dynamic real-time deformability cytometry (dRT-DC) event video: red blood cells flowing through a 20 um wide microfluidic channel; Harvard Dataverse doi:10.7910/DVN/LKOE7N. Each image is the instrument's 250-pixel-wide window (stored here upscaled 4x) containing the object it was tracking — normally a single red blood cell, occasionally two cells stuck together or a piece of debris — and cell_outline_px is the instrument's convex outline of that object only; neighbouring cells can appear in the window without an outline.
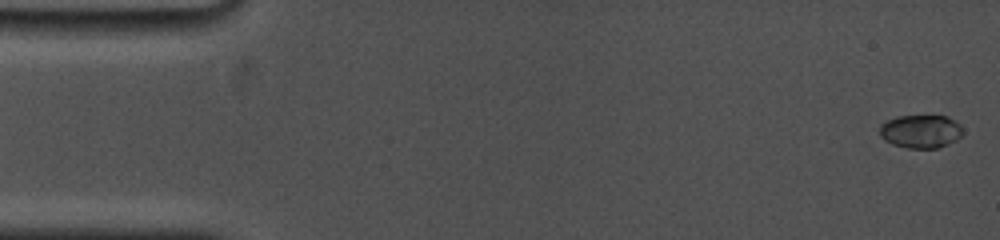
{"species": "common noctule bat (a hibernating species)", "species_latin": "Nyctalus noctula", "temperature_condition": "cold", "stored_images_in_passage": 97, "camera_frame_rate_fps": 5000, "um_per_image_px": 0.085, "animal": {"sex": "female", "body_mass_g": 19.0, "forearm_length_mm": 53.3}, "frame": {"image": 1, "passage_image": 3, "time_ms": 0.2, "image_size_px": [1000, 240], "cell_outline_px": [[964, 132], [956, 140], [948, 144], [936, 148], [908, 148], [892, 144], [884, 140], [880, 136], [880, 124], [896, 116], [948, 116], [960, 124]], "centroid_in_image_um": [78.26, 11.16], "position_along_channel_um": 6.7, "area_um2": 16.18}}
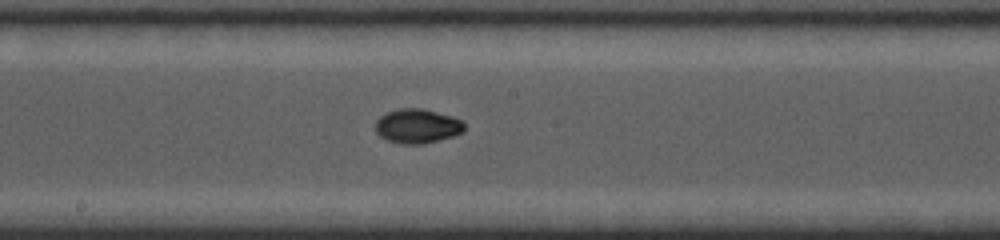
{"frame": {"image": 2, "passage_image": 43, "time_ms": 9.2, "image_size_px": [1000, 240], "cell_outline_px": [[464, 132], [452, 136], [424, 144], [400, 144], [388, 140], [380, 136], [376, 132], [376, 120], [380, 116], [388, 112], [400, 108], [424, 108], [452, 116], [464, 120]], "centroid_in_image_um": [35.49, 10.71], "position_along_channel_um": 212.7, "area_um2": 17.92}}
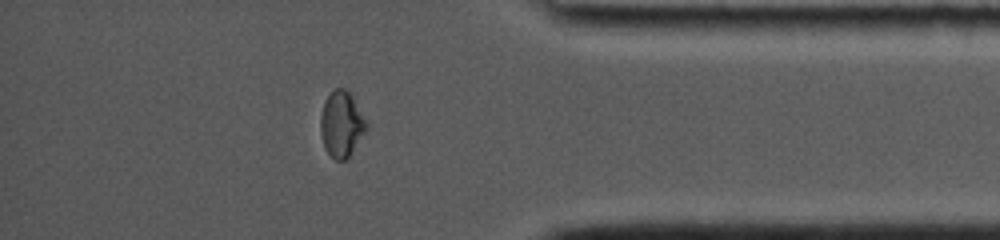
{"frame": {"image": 3, "passage_image": 79, "time_ms": 14.6, "image_size_px": [1000, 240], "cell_outline_px": [[368, 128], [348, 156], [344, 160], [336, 160], [324, 148], [320, 132], [320, 116], [324, 100], [336, 88], [344, 88], [352, 92], [368, 124]], "centroid_in_image_um": [29.03, 10.5], "position_along_channel_um": 406.2, "area_um2": 17.69}, "authors_computed_cell_mechanics": {"area_um2": 16.762, "velocity_mm_per_s": 3.7675, "shape_relaxation_time_tau1_ms": 4.8468, "shape_relaxation_time_tau2_ms": null, "deformation_change_tau1": 0.2143, "deformation_change_tau2": null}}